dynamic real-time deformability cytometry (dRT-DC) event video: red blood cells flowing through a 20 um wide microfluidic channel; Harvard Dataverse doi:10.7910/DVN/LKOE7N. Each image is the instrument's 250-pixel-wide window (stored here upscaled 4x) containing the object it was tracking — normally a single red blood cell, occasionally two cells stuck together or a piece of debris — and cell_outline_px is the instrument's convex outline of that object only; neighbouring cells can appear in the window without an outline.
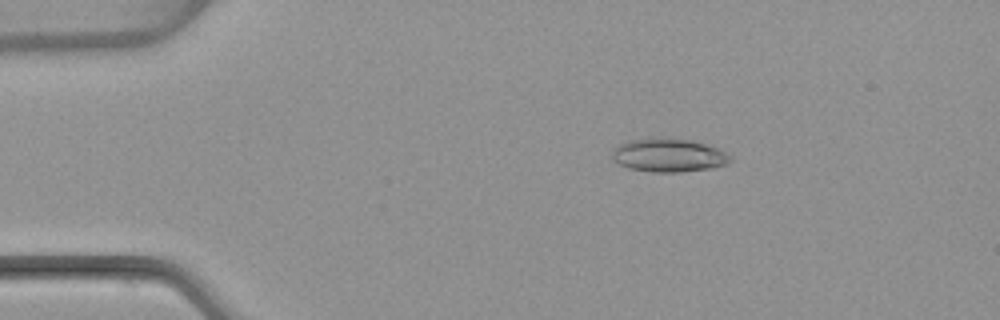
{"species": "common noctule bat (a hibernating species)", "species_latin": "Nyctalus noctula", "temperature_condition": "warm", "stored_images_in_passage": 51, "camera_frame_rate_fps": 3000, "um_per_image_px": 0.085, "animal": {"sex": "female", "body_mass_g": 22.7, "forearm_length_mm": 54.2}, "frame": {"image": 1, "passage_image": 9, "time_ms": 2.667, "image_size_px": [1000, 320], "cell_outline_px": [[732, 160], [728, 164], [712, 168], [680, 172], [652, 172], [628, 168], [612, 160], [612, 152], [620, 144], [628, 140], [660, 136], [664, 136], [692, 140], [716, 148], [732, 156]], "centroid_in_image_um": [56.83, 13.18], "position_along_channel_um": 28.2, "area_um2": 23.35}}
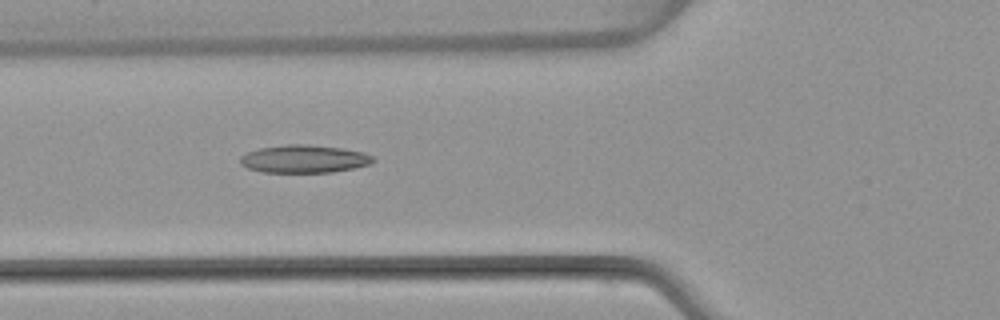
{"frame": {"image": 2, "passage_image": 19, "time_ms": 6.0, "image_size_px": [1000, 320], "cell_outline_px": [[376, 160], [368, 164], [352, 168], [332, 172], [264, 172], [248, 168], [240, 164], [240, 156], [248, 152], [260, 148], [288, 144], [308, 144], [344, 148], [364, 152], [372, 156]], "centroid_in_image_um": [25.85, 13.5], "position_along_channel_um": 99.9, "area_um2": 21.5}}
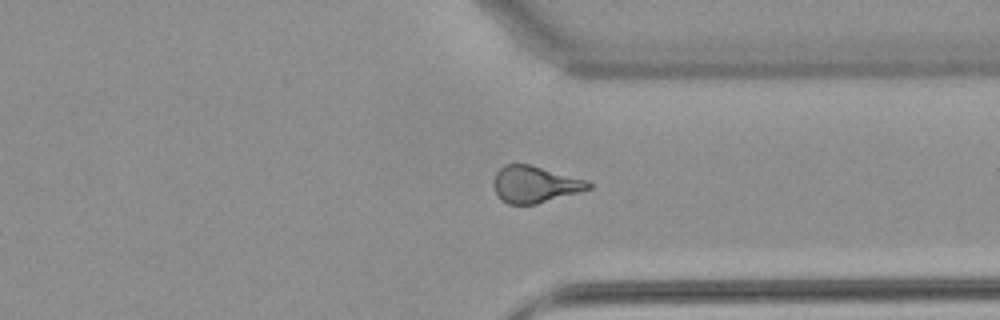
{"frame": {"image": 3, "passage_image": 39, "time_ms": 12.667, "image_size_px": [1000, 320], "cell_outline_px": [[592, 188], [580, 192], [536, 204], [508, 204], [496, 192], [492, 184], [492, 180], [496, 172], [504, 164], [528, 164], [588, 180], [592, 184]], "centroid_in_image_um": [45.47, 15.66], "position_along_channel_um": 365.9, "area_um2": 20.23}, "authors_computed_cell_mechanics": {"area_um2": 20.8658, "velocity_mm_per_s": 3.993, "shape_relaxation_time_tau1_ms": null, "shape_relaxation_time_tau2_ms": 2.1838, "deformation_change_tau1": null, "deformation_change_tau2": 0.1035}}